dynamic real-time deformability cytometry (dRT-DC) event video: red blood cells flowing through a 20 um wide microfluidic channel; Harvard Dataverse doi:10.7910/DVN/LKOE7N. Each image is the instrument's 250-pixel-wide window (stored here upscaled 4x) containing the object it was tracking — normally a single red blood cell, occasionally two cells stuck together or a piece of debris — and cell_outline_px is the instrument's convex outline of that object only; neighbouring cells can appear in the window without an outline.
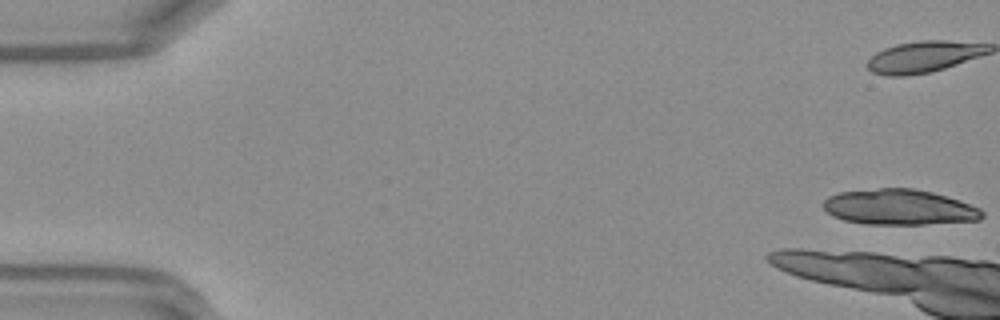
{"species": "Egyptian fruit bat (a non-hibernating species)", "species_latin": "Rousettus aegyptiacus", "temperature_condition": "warm", "stored_images_in_passage": 16, "camera_frame_rate_fps": 3000, "um_per_image_px": 0.085, "frame": {"image": 1, "passage_image": 1, "time_ms": 0.0, "image_size_px": [1000, 320], "cell_outline_px": [[984, 216], [980, 220], [924, 224], [864, 224], [844, 220], [832, 216], [824, 208], [824, 200], [828, 196], [840, 192], [876, 188], [912, 188], [932, 192], [960, 200], [980, 208], [984, 212]], "centroid_in_image_um": [76.45, 17.61], "position_along_channel_um": 8.6, "area_um2": 32.95}}